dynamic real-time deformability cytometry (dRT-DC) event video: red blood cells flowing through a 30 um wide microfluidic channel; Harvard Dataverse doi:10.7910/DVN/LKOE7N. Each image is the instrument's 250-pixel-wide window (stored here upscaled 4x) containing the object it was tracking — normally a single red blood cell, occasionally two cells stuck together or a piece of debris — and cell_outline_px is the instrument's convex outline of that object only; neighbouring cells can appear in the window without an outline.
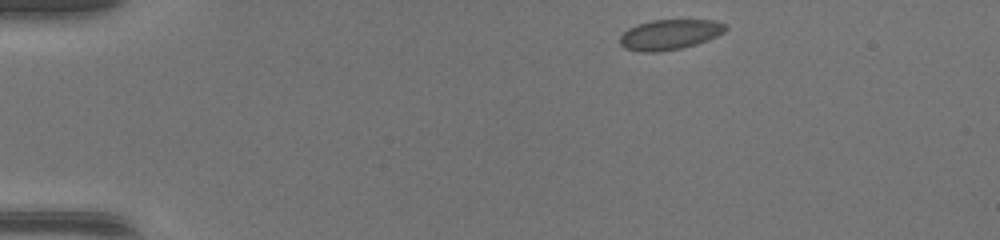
{"species": "common noctule bat (a hibernating species)", "species_latin": "Nyctalus noctula", "temperature_condition": "warm", "stored_images_in_passage": 41, "camera_frame_rate_fps": 3000, "um_per_image_px": 0.085, "animal": {"sex": "female", "body_mass_g": 17.0, "forearm_length_mm": 48.0}, "frame": {"image": 1, "passage_image": 1, "time_ms": 0.0, "image_size_px": [1000, 240], "cell_outline_px": [[728, 28], [724, 32], [708, 40], [696, 44], [680, 48], [656, 52], [644, 52], [624, 48], [620, 44], [620, 36], [628, 28], [636, 24], [652, 20], [716, 20], [728, 24]], "centroid_in_image_um": [56.94, 2.92], "position_along_channel_um": 28.1, "area_um2": 18.67}}
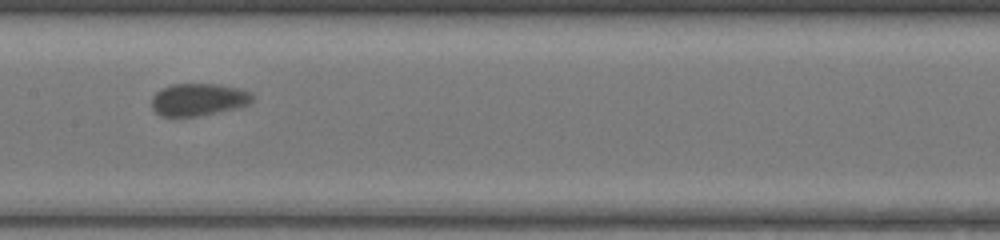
{"frame": {"image": 2, "passage_image": 18, "time_ms": 5.667, "image_size_px": [1000, 240], "cell_outline_px": [[252, 100], [248, 104], [240, 108], [196, 116], [160, 116], [152, 108], [152, 96], [156, 92], [172, 84], [216, 84], [236, 88], [252, 92]], "centroid_in_image_um": [16.87, 8.47], "position_along_channel_um": 190.5, "area_um2": 18.9}}
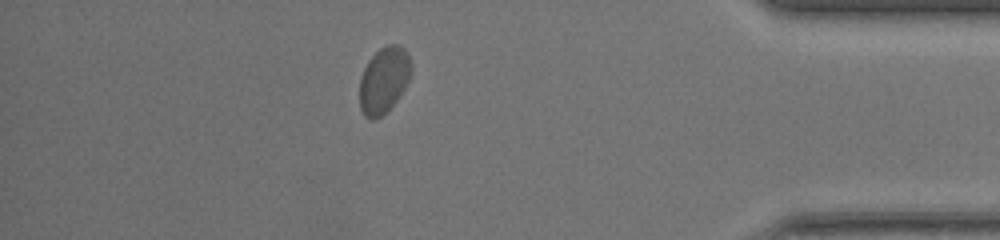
{"frame": {"image": 3, "passage_image": 35, "time_ms": 11.333, "image_size_px": [1000, 240], "cell_outline_px": [[412, 72], [400, 96], [376, 120], [372, 120], [364, 116], [360, 108], [360, 76], [368, 60], [380, 48], [388, 44], [396, 44], [404, 48], [412, 64]], "centroid_in_image_um": [32.62, 6.79], "position_along_channel_um": 402.6, "area_um2": 19.83}}